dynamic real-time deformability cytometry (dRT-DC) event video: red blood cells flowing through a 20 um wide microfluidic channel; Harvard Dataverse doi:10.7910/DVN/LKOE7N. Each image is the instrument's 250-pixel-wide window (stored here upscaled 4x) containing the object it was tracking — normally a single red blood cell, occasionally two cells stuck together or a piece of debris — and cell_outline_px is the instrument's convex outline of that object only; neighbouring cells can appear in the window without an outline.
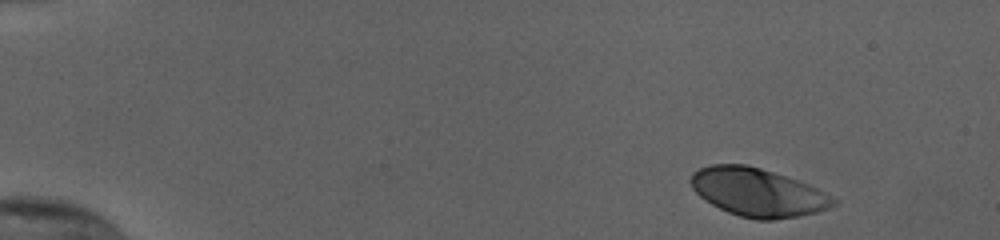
{"species": "human", "species_latin": "Homo sapiens", "temperature_condition": "cold", "stored_images_in_passage": 50, "camera_frame_rate_fps": 3000, "um_per_image_px": 0.085, "donor": {"sex": "female"}, "frame": {"image": 1, "passage_image": 1, "time_ms": 0.0, "image_size_px": [1000, 240], "cell_outline_px": [[836, 204], [828, 208], [816, 212], [800, 216], [772, 220], [756, 220], [740, 216], [728, 212], [704, 200], [692, 188], [688, 180], [692, 172], [700, 168], [712, 164], [744, 164], [760, 168], [808, 184], [816, 188], [836, 200]], "centroid_in_image_um": [64.35, 16.35], "position_along_channel_um": 20.6, "area_um2": 39.77}}
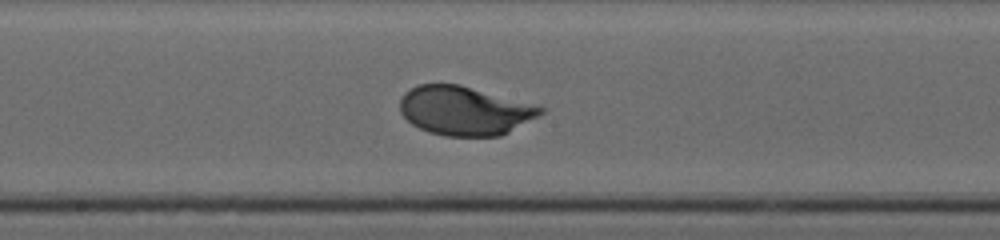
{"frame": {"image": 2, "passage_image": 26, "time_ms": 8.333, "image_size_px": [1000, 240], "cell_outline_px": [[544, 112], [540, 116], [500, 136], [444, 136], [428, 132], [412, 124], [400, 112], [400, 100], [404, 92], [420, 84], [460, 84], [544, 108]], "centroid_in_image_um": [39.46, 9.42], "position_along_channel_um": 208.7, "area_um2": 39.77}}
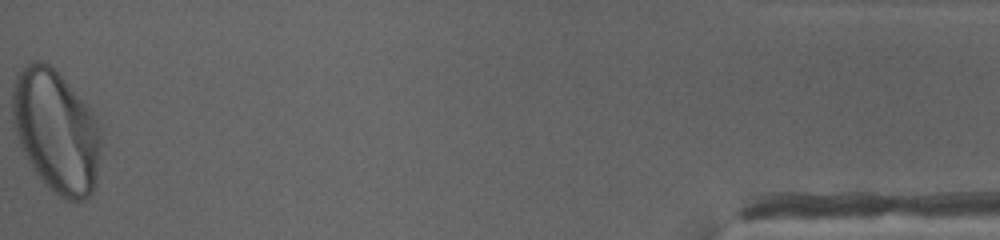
{"frame": {"image": 3, "passage_image": 50, "time_ms": 16.333, "image_size_px": [1000, 240], "cell_outline_px": [[100, 156], [96, 184], [92, 192], [84, 200], [64, 200], [48, 188], [44, 184], [32, 168], [16, 136], [12, 116], [12, 88], [16, 72], [32, 60], [40, 60], [48, 64], [92, 108], [100, 132]], "centroid_in_image_um": [4.76, 11.15], "position_along_channel_um": 430.4, "area_um2": 63.58}, "authors_computed_cell_mechanics": {"area_um2": 40.1132, "velocity_mm_per_s": 3.7912, "shape_relaxation_time_tau1_ms": 3.1018, "shape_relaxation_time_tau2_ms": null, "deformation_change_tau1": 0.1719, "deformation_change_tau2": null}}